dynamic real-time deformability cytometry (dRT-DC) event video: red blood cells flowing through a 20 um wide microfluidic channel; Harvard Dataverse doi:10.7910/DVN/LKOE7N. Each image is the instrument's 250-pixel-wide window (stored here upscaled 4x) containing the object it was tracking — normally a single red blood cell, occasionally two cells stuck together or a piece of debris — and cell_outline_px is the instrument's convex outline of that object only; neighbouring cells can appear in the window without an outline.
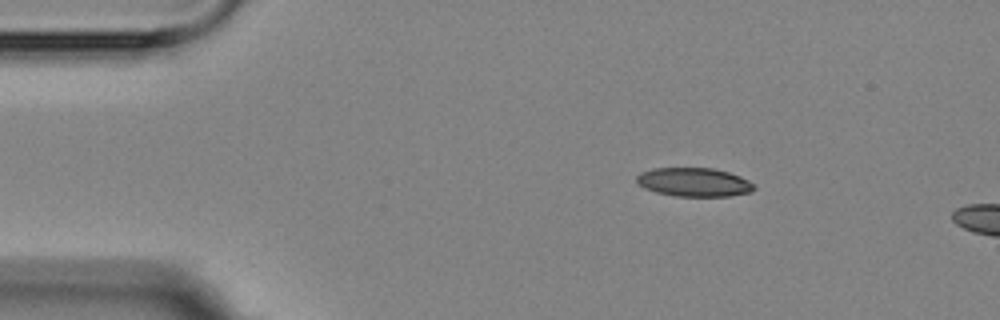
{"species": "Egyptian fruit bat (a non-hibernating species)", "species_latin": "Rousettus aegyptiacus", "temperature_condition": "room temperature", "stored_images_in_passage": 3, "camera_frame_rate_fps": 3000, "um_per_image_px": 0.085, "animal": {"sex": "female"}, "frame": {"image": 1, "passage_image": 1, "time_ms": 0.0, "image_size_px": [1000, 320], "cell_outline_px": [[756, 188], [752, 192], [728, 196], [676, 196], [656, 192], [644, 188], [636, 180], [636, 176], [640, 172], [652, 168], [712, 168], [728, 172], [740, 176], [748, 180]], "centroid_in_image_um": [58.98, 15.48], "position_along_channel_um": 26.0, "area_um2": 19.65}}